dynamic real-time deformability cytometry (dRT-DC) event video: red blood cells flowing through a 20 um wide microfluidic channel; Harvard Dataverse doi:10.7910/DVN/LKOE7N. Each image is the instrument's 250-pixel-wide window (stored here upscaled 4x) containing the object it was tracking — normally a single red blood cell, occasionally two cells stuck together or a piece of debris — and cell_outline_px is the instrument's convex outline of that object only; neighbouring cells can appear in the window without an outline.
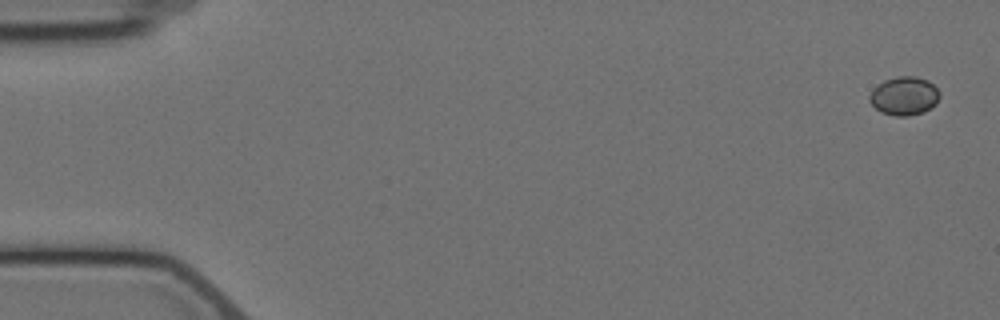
{"species": "Egyptian fruit bat (a non-hibernating species)", "species_latin": "Rousettus aegyptiacus", "temperature_condition": "cold", "stored_images_in_passage": 8, "camera_frame_rate_fps": 3000, "um_per_image_px": 0.085, "animal": {"sex": "female"}, "frame": {"image": 1, "passage_image": 1, "time_ms": 0.0, "image_size_px": [1000, 320], "cell_outline_px": [[940, 96], [936, 104], [924, 112], [908, 116], [896, 116], [880, 112], [868, 100], [868, 96], [884, 80], [900, 76], [916, 76], [928, 80], [940, 92]], "centroid_in_image_um": [76.88, 8.16], "position_along_channel_um": 8.1, "area_um2": 15.66}}
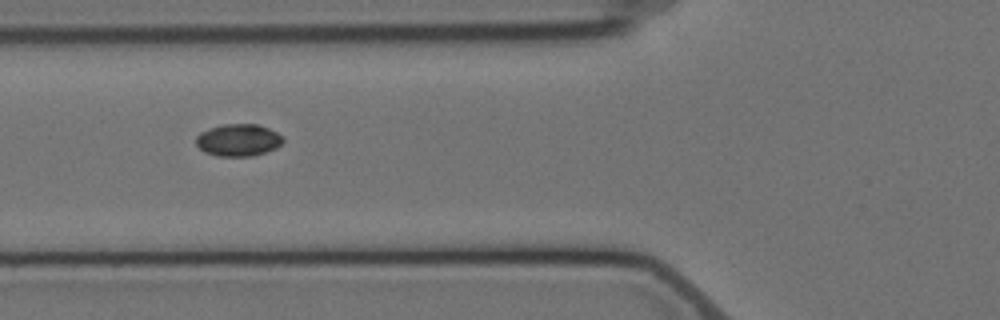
{"frame": {"image": 2, "passage_image": 6, "time_ms": 6.667, "image_size_px": [1000, 320], "cell_outline_px": [[284, 140], [276, 148], [252, 156], [216, 156], [204, 152], [196, 144], [196, 136], [200, 132], [224, 124], [256, 124], [268, 128], [276, 132]], "centroid_in_image_um": [20.23, 11.91], "position_along_channel_um": 105.6, "area_um2": 16.13}}
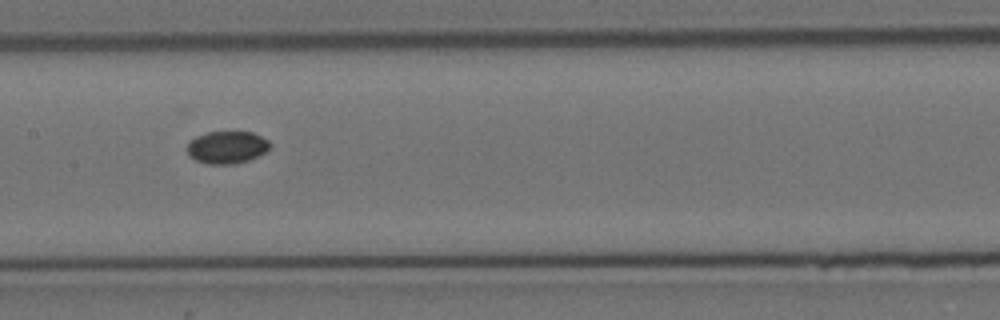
{"frame": {"image": 3, "passage_image": 8, "time_ms": 9.0, "image_size_px": [1000, 320], "cell_outline_px": [[272, 144], [264, 152], [248, 160], [236, 164], [208, 164], [196, 160], [188, 152], [188, 140], [196, 136], [208, 132], [252, 132], [268, 140]], "centroid_in_image_um": [19.29, 12.51], "position_along_channel_um": 188.1, "area_um2": 15.49}}